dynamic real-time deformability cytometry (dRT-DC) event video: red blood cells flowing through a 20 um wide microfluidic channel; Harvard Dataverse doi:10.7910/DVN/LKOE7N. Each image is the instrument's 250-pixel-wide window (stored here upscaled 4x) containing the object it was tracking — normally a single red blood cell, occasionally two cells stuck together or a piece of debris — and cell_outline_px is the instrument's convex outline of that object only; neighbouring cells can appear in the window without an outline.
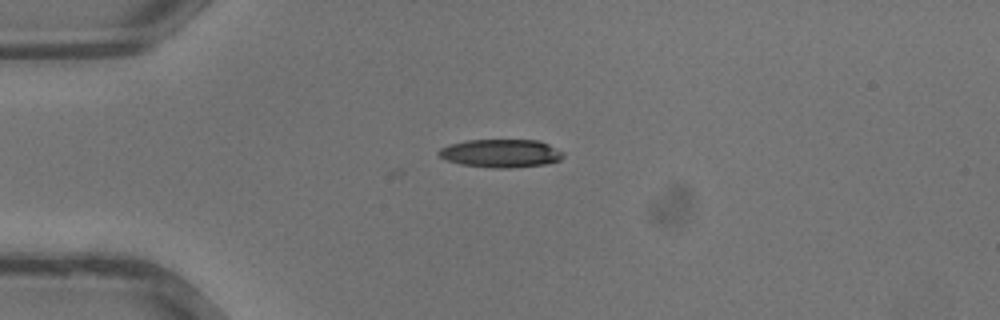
{"species": "common noctule bat (a hibernating species)", "species_latin": "Nyctalus noctula", "temperature_condition": "warm", "stored_images_in_passage": 3, "camera_frame_rate_fps": 3000, "um_per_image_px": 0.085, "animal": {"sex": "male", "body_mass_g": 13.3}, "frame": {"image": 1, "passage_image": 3, "time_ms": 0.667, "image_size_px": [1000, 320], "cell_outline_px": [[564, 156], [560, 160], [544, 164], [508, 168], [492, 168], [460, 164], [444, 160], [436, 152], [440, 148], [448, 144], [464, 140], [536, 140], [548, 144], [564, 152]], "centroid_in_image_um": [42.52, 13.03], "position_along_channel_um": 42.5, "area_um2": 20.58}}